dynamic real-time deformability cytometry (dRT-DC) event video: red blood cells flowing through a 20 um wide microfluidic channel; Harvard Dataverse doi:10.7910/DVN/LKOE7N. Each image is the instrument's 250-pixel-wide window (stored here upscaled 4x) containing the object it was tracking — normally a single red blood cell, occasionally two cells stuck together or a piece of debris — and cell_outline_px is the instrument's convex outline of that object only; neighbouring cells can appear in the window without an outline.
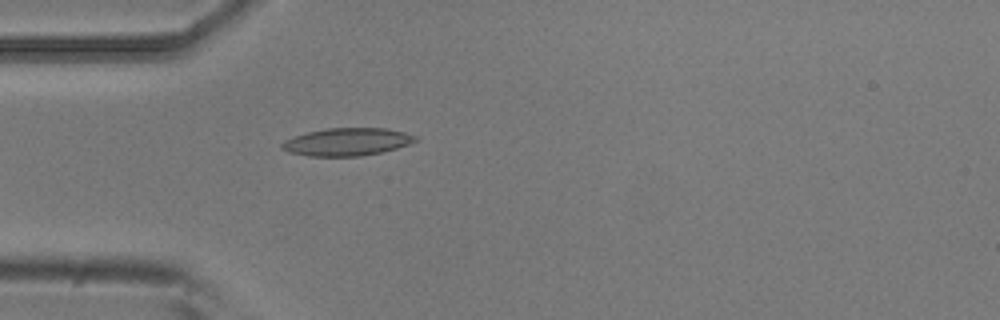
{"species": "common noctule bat (a hibernating species)", "species_latin": "Nyctalus noctula", "temperature_condition": "room temperature", "stored_images_in_passage": 4, "camera_frame_rate_fps": 3000, "um_per_image_px": 0.085, "animal": {"sex": "male", "body_mass_g": 20.5, "forearm_length_mm": 52.5}, "frame": {"image": 1, "passage_image": 4, "time_ms": 1.0, "image_size_px": [1000, 320], "cell_outline_px": [[420, 140], [396, 148], [380, 152], [360, 156], [308, 156], [288, 152], [280, 148], [280, 144], [284, 140], [308, 132], [328, 128], [388, 128], [404, 132], [416, 136]], "centroid_in_image_um": [29.49, 12.06], "position_along_channel_um": 55.5, "area_um2": 21.5}}